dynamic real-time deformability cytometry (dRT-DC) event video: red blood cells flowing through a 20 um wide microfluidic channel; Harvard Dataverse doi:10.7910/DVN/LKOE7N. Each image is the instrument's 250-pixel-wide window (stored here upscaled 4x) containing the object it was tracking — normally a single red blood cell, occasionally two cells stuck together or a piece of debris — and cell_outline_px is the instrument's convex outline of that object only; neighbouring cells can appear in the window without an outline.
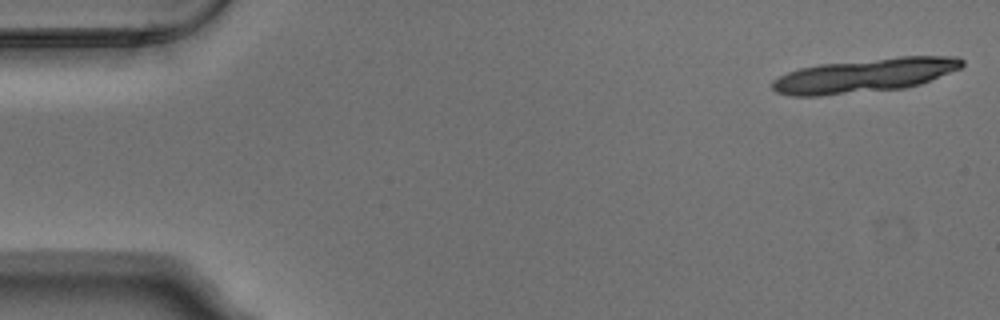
{"species": "Egyptian fruit bat (a non-hibernating species)", "species_latin": "Rousettus aegyptiacus", "temperature_condition": "warm", "stored_images_in_passage": 19, "camera_frame_rate_fps": 3000, "um_per_image_px": 0.085, "animal": {"sex": "male"}, "frame": {"image": 1, "passage_image": 1, "time_ms": 0.0, "image_size_px": [1000, 320], "cell_outline_px": [[964, 64], [960, 68], [920, 84], [904, 88], [820, 96], [792, 96], [776, 92], [772, 88], [772, 80], [788, 72], [800, 68], [820, 64], [900, 56], [956, 56], [964, 60]], "centroid_in_image_um": [73.49, 6.41], "position_along_channel_um": 11.5, "area_um2": 37.45}}
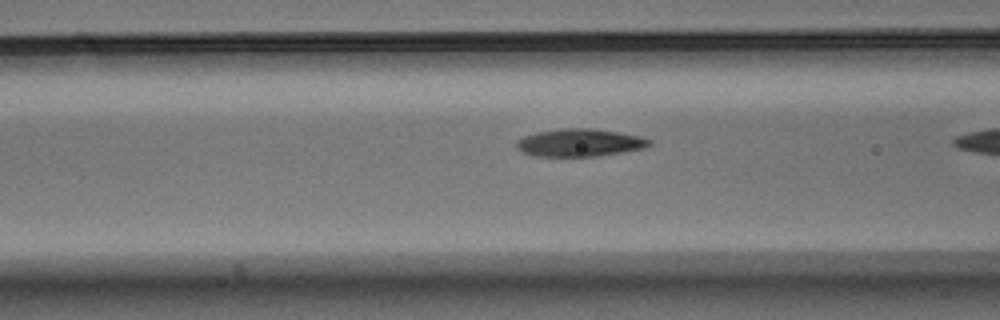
{"frame": {"image": 2, "passage_image": 18, "time_ms": 5.667, "image_size_px": [1000, 320], "cell_outline_px": [[652, 144], [644, 148], [596, 156], [536, 156], [524, 152], [516, 148], [516, 140], [524, 136], [536, 132], [560, 128], [592, 128], [640, 136], [652, 140]], "centroid_in_image_um": [49.26, 12.12], "position_along_channel_um": 117.3, "area_um2": 21.33}}